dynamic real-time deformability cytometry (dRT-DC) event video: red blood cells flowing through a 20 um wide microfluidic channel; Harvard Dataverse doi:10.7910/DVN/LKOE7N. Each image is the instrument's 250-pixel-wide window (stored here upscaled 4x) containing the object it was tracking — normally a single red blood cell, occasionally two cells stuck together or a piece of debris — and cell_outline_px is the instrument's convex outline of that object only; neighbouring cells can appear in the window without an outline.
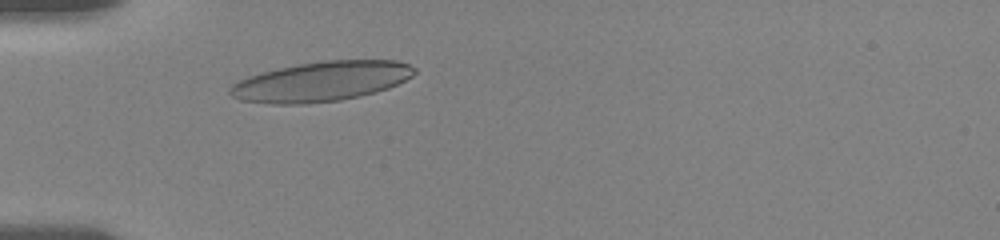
{"species": "human", "species_latin": "Homo sapiens", "temperature_condition": "room temperature", "stored_images_in_passage": 40, "camera_frame_rate_fps": 3000, "um_per_image_px": 0.085, "donor": {"sex": "female"}, "frame": {"image": 1, "passage_image": 8, "time_ms": 2.333, "image_size_px": [1000, 240], "cell_outline_px": [[416, 72], [412, 76], [388, 88], [376, 92], [360, 96], [340, 100], [304, 104], [272, 104], [240, 100], [232, 96], [228, 92], [228, 88], [236, 80], [248, 76], [280, 68], [300, 64], [324, 60], [396, 60], [408, 64], [416, 68]], "centroid_in_image_um": [27.28, 6.93], "position_along_channel_um": 57.7, "area_um2": 42.77}}
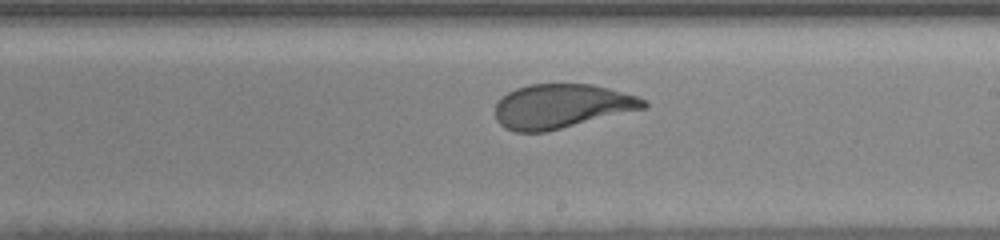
{"frame": {"image": 2, "passage_image": 24, "time_ms": 7.667, "image_size_px": [1000, 240], "cell_outline_px": [[648, 104], [644, 108], [544, 132], [516, 132], [504, 128], [496, 120], [496, 104], [508, 92], [516, 88], [528, 84], [592, 84], [608, 88], [636, 96], [644, 100]], "centroid_in_image_um": [47.68, 9.02], "position_along_channel_um": 241.3, "area_um2": 37.74}}
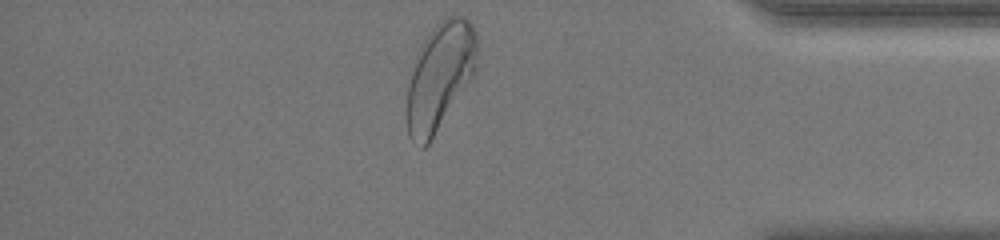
{"frame": {"image": 3, "passage_image": 39, "time_ms": 12.667, "image_size_px": [1000, 240], "cell_outline_px": [[476, 52], [472, 72], [432, 140], [424, 148], [420, 148], [408, 136], [408, 84], [416, 52], [424, 40], [436, 24], [440, 20], [448, 16], [464, 16], [472, 24], [476, 32]], "centroid_in_image_um": [37.34, 6.46], "position_along_channel_um": 397.9, "area_um2": 42.48}, "authors_computed_cell_mechanics": {"area_um2": 39.3618, "velocity_mm_per_s": 3.6021, "shape_relaxation_time_tau1_ms": 3.6904, "shape_relaxation_time_tau2_ms": null, "deformation_change_tau1": 0.1653, "deformation_change_tau2": null}}